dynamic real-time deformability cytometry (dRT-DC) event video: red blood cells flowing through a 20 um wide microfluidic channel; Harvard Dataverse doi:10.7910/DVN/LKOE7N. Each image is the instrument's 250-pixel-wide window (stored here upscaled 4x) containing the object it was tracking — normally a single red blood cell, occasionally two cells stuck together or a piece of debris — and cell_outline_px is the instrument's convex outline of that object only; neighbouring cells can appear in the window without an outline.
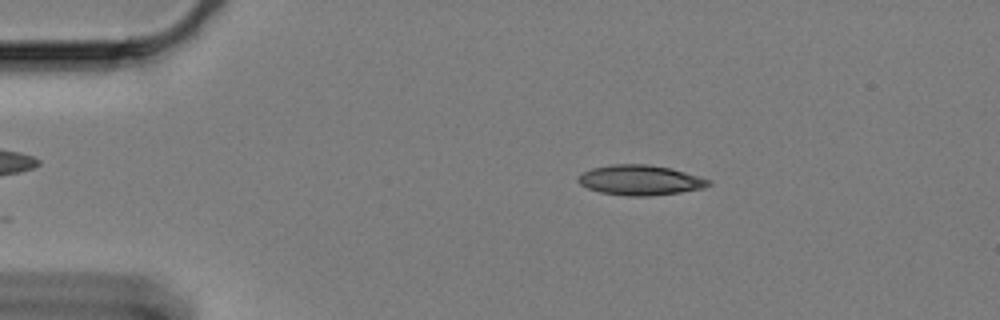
{"species": "Egyptian fruit bat (a non-hibernating species)", "species_latin": "Rousettus aegyptiacus", "temperature_condition": "cold", "stored_images_in_passage": 59, "camera_frame_rate_fps": 3000, "um_per_image_px": 0.085, "animal": {"sex": "female"}, "frame": {"image": 1, "passage_image": 10, "time_ms": 3.0, "image_size_px": [1000, 320], "cell_outline_px": [[712, 184], [704, 188], [680, 192], [648, 196], [628, 196], [600, 192], [588, 188], [580, 184], [576, 180], [576, 176], [580, 172], [592, 168], [612, 164], [648, 164], [668, 168], [700, 176], [708, 180]], "centroid_in_image_um": [54.36, 15.31], "position_along_channel_um": 30.6, "area_um2": 22.89}}
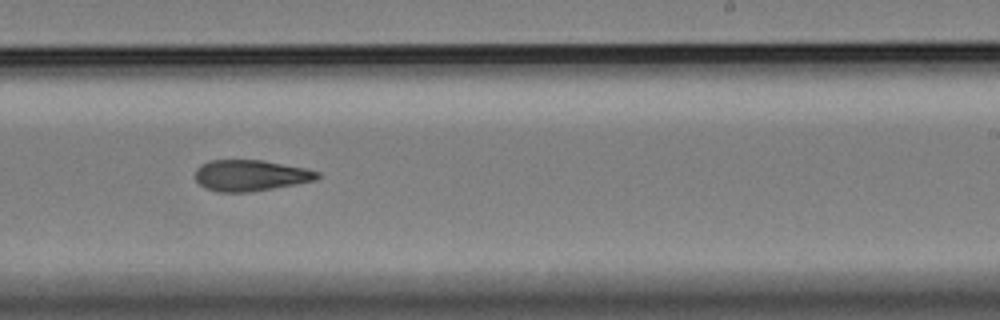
{"frame": {"image": 2, "passage_image": 36, "time_ms": 11.667, "image_size_px": [1000, 320], "cell_outline_px": [[320, 176], [316, 180], [296, 184], [252, 192], [216, 192], [204, 188], [196, 180], [196, 168], [200, 164], [208, 160], [264, 160], [304, 168], [320, 172]], "centroid_in_image_um": [21.27, 14.91], "position_along_channel_um": 267.7, "area_um2": 22.31}}
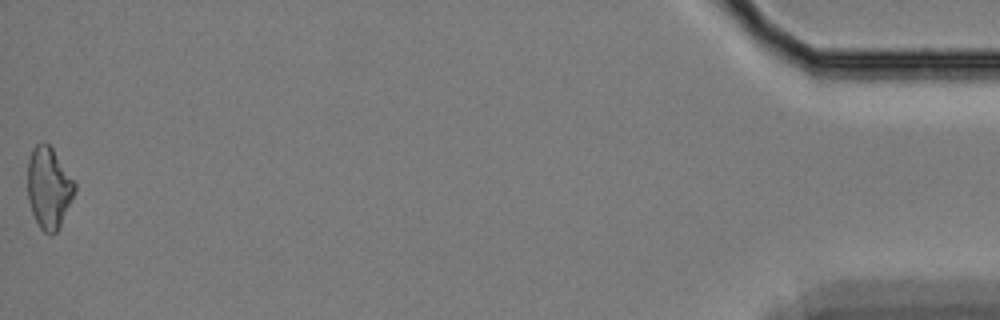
{"frame": {"image": 3, "passage_image": 59, "time_ms": 19.333, "image_size_px": [1000, 320], "cell_outline_px": [[76, 188], [60, 228], [52, 236], [44, 232], [40, 228], [32, 212], [28, 200], [28, 160], [32, 148], [36, 144], [48, 144], [52, 148], [76, 184]], "centroid_in_image_um": [4.14, 16.0], "position_along_channel_um": 431.1, "area_um2": 22.14}, "authors_computed_cell_mechanics": {"area_um2": 22.3686, "velocity_mm_per_s": 3.3292, "shape_relaxation_time_tau1_ms": 11.36, "shape_relaxation_time_tau2_ms": 7.2954, "deformation_change_tau1": 0.2104, "deformation_change_tau2": 0.1673}}